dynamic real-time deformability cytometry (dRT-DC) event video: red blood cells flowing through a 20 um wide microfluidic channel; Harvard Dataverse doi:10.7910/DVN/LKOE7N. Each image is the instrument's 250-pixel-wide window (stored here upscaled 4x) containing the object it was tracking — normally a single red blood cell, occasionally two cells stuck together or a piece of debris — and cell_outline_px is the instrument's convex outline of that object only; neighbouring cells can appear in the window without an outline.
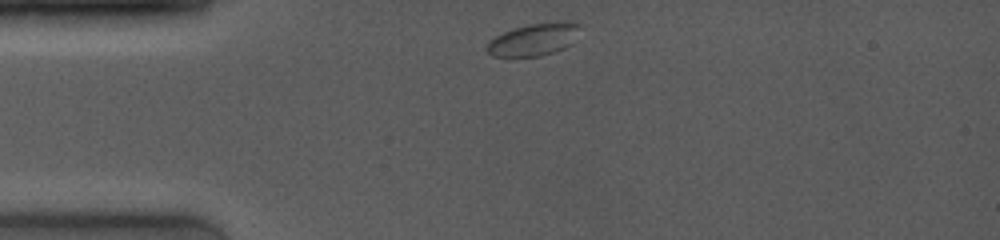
{"species": "common noctule bat (a hibernating species)", "species_latin": "Nyctalus noctula", "temperature_condition": "room temperature", "stored_images_in_passage": 7, "camera_frame_rate_fps": 4000, "um_per_image_px": 0.085, "animal": {"sex": "female", "body_mass_g": 19.0, "forearm_length_mm": 53.3}, "frame": {"image": 1, "passage_image": 1, "time_ms": 0.0, "image_size_px": [1000, 240], "cell_outline_px": [[580, 24], [572, 44], [564, 48], [540, 56], [492, 56], [484, 48], [488, 40], [512, 28], [528, 24], [556, 20], [572, 20]], "centroid_in_image_um": [45.37, 3.32], "position_along_channel_um": 39.6, "area_um2": 17.86}}
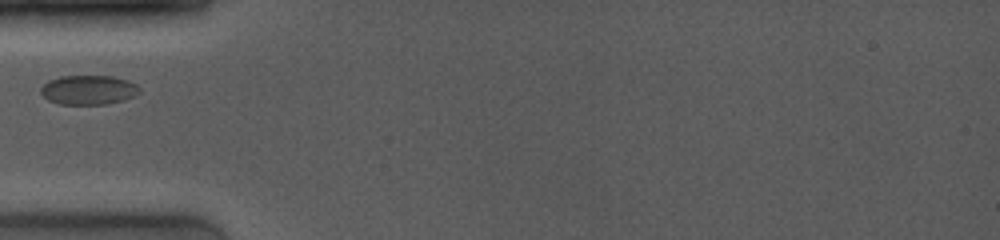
{"frame": {"image": 2, "passage_image": 4, "time_ms": 1.75, "image_size_px": [1000, 240], "cell_outline_px": [[140, 92], [136, 96], [124, 100], [108, 104], [60, 104], [48, 100], [40, 92], [40, 88], [48, 80], [60, 76], [112, 76], [128, 80], [136, 84], [140, 88]], "centroid_in_image_um": [7.54, 7.64], "position_along_channel_um": 77.5, "area_um2": 17.05}}